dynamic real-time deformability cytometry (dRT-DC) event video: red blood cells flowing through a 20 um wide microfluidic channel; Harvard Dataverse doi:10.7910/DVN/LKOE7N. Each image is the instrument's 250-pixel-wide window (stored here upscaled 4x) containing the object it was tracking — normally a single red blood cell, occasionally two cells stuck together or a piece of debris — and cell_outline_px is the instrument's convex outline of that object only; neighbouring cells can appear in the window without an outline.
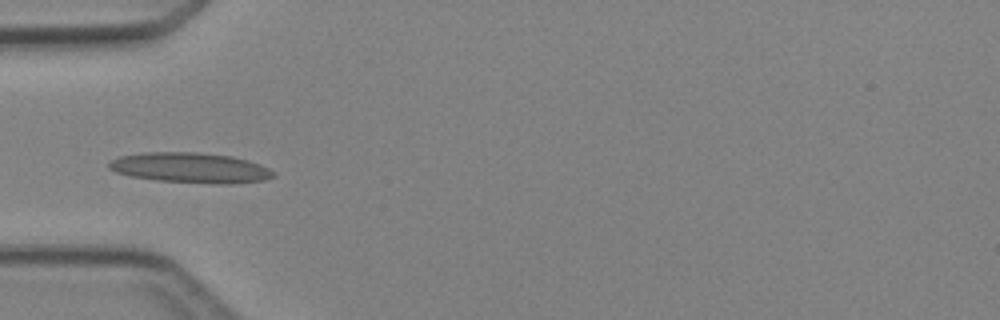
{"species": "Egyptian fruit bat (a non-hibernating species)", "species_latin": "Rousettus aegyptiacus", "temperature_condition": "cold", "stored_images_in_passage": 6, "camera_frame_rate_fps": 3000, "um_per_image_px": 0.085, "animal": {"sex": "female"}, "frame": {"image": 1, "passage_image": 5, "time_ms": 4.667, "image_size_px": [1000, 320], "cell_outline_px": [[276, 176], [264, 180], [232, 184], [212, 184], [156, 180], [132, 176], [116, 172], [108, 168], [108, 164], [112, 160], [120, 156], [144, 152], [196, 152], [232, 156], [248, 160], [260, 164], [276, 172]], "centroid_in_image_um": [16.23, 14.26], "position_along_channel_um": 68.8, "area_um2": 29.13}}
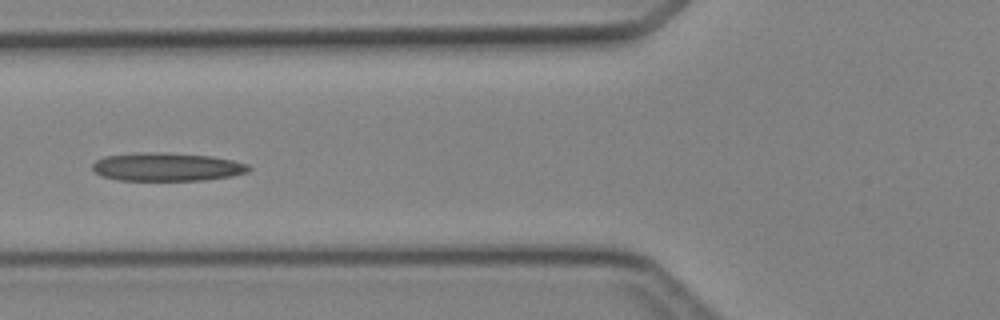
{"frame": {"image": 2, "passage_image": 6, "time_ms": 5.667, "image_size_px": [1000, 320], "cell_outline_px": [[252, 168], [248, 172], [232, 176], [204, 180], [116, 180], [100, 176], [92, 168], [92, 164], [96, 160], [104, 156], [140, 152], [164, 152], [212, 156], [232, 160], [248, 164]], "centroid_in_image_um": [14.18, 14.18], "position_along_channel_um": 111.6, "area_um2": 26.01}}